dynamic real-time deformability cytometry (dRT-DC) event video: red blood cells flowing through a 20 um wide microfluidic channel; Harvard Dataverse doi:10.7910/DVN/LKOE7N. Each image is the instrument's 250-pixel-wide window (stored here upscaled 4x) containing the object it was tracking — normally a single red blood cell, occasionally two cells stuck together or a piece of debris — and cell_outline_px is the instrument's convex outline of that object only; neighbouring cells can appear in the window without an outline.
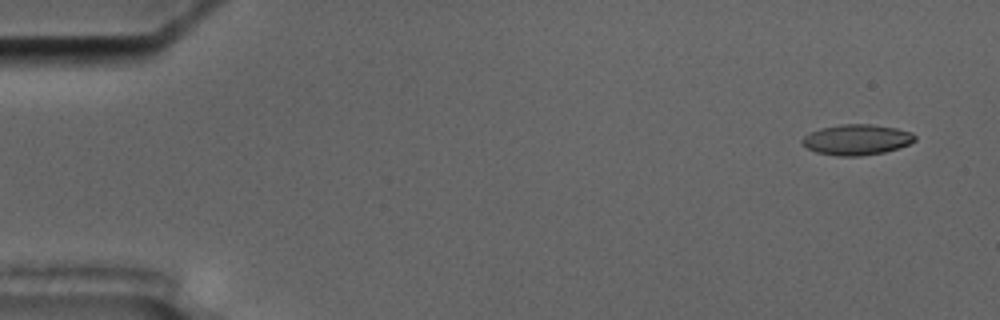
{"species": "common noctule bat (a hibernating species)", "species_latin": "Nyctalus noctula", "temperature_condition": "cold", "stored_images_in_passage": 5, "camera_frame_rate_fps": 3000, "um_per_image_px": 0.085, "animal": {"sex": "male", "body_mass_g": 17.5, "forearm_length_mm": 52.3}, "frame": {"image": 1, "passage_image": 1, "time_ms": 0.0, "image_size_px": [1000, 320], "cell_outline_px": [[916, 140], [908, 144], [884, 152], [860, 156], [836, 156], [816, 152], [808, 148], [800, 140], [804, 136], [820, 128], [840, 124], [872, 124], [896, 128], [912, 132], [916, 136]], "centroid_in_image_um": [72.82, 11.87], "position_along_channel_um": 12.2, "area_um2": 20.0}}
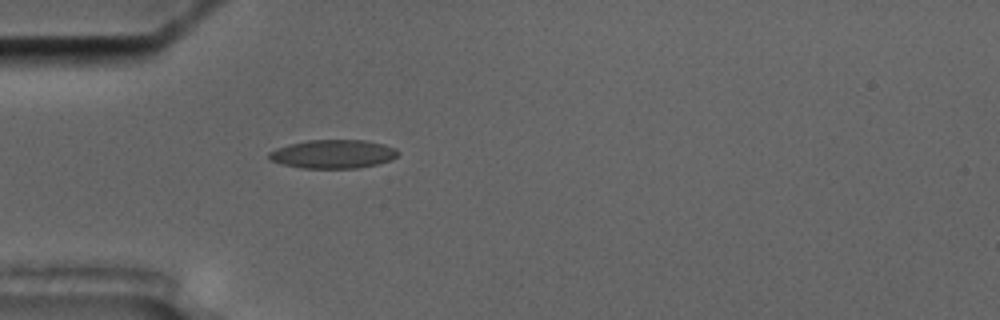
{"frame": {"image": 2, "passage_image": 5, "time_ms": 4.667, "image_size_px": [1000, 320], "cell_outline_px": [[400, 152], [396, 156], [388, 160], [376, 164], [356, 168], [300, 168], [268, 160], [268, 152], [276, 148], [288, 144], [308, 140], [364, 140], [384, 144], [396, 148]], "centroid_in_image_um": [28.27, 13.08], "position_along_channel_um": 56.7, "area_um2": 21.5}}